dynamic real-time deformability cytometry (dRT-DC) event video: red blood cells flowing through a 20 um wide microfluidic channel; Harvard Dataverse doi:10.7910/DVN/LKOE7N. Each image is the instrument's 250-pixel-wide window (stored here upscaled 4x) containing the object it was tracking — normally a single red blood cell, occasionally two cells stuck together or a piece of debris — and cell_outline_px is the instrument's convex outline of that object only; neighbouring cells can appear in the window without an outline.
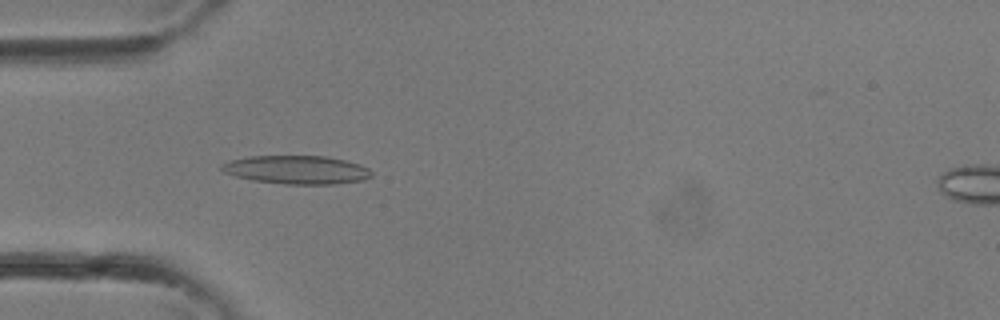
{"species": "common noctule bat (a hibernating species)", "species_latin": "Nyctalus noctula", "temperature_condition": "room temperature", "stored_images_in_passage": 26, "camera_frame_rate_fps": 3000, "um_per_image_px": 0.085, "animal": {"sex": "female"}, "frame": {"image": 1, "passage_image": 3, "time_ms": 0.667, "image_size_px": [1000, 320], "cell_outline_px": [[372, 176], [364, 180], [336, 184], [284, 184], [252, 180], [236, 176], [224, 172], [220, 168], [220, 164], [228, 160], [248, 156], [328, 156], [360, 164], [368, 168], [372, 172]], "centroid_in_image_um": [25.21, 14.43], "position_along_channel_um": 59.8, "area_um2": 25.03}}
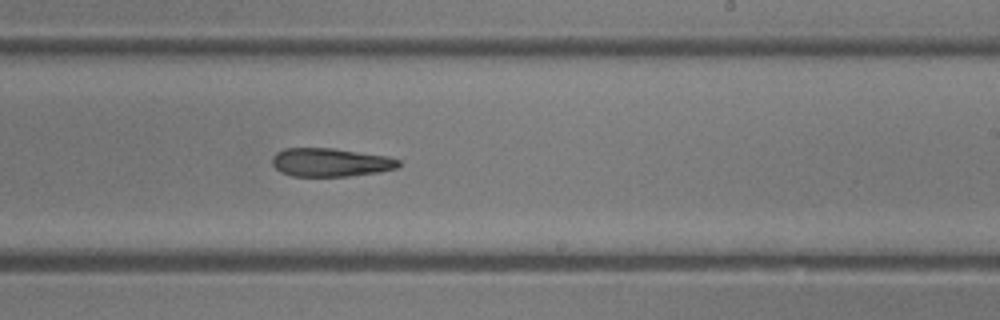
{"frame": {"image": 2, "passage_image": 13, "time_ms": 4.0, "image_size_px": [1000, 320], "cell_outline_px": [[400, 164], [396, 168], [376, 172], [348, 176], [292, 176], [280, 172], [272, 164], [272, 156], [276, 152], [284, 148], [332, 148], [388, 156], [400, 160]], "centroid_in_image_um": [28.05, 13.79], "position_along_channel_um": 260.9, "area_um2": 20.92}}
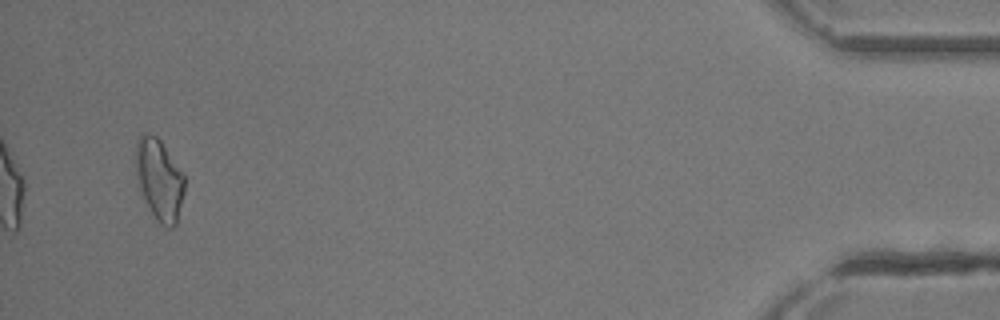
{"frame": {"image": 3, "passage_image": 25, "time_ms": 8.0, "image_size_px": [1000, 320], "cell_outline_px": [[184, 192], [176, 224], [172, 228], [168, 228], [160, 224], [156, 220], [140, 188], [136, 172], [136, 140], [140, 132], [148, 132], [156, 136], [160, 140], [184, 172]], "centroid_in_image_um": [13.55, 15.21], "position_along_channel_um": 421.6, "area_um2": 23.06}}